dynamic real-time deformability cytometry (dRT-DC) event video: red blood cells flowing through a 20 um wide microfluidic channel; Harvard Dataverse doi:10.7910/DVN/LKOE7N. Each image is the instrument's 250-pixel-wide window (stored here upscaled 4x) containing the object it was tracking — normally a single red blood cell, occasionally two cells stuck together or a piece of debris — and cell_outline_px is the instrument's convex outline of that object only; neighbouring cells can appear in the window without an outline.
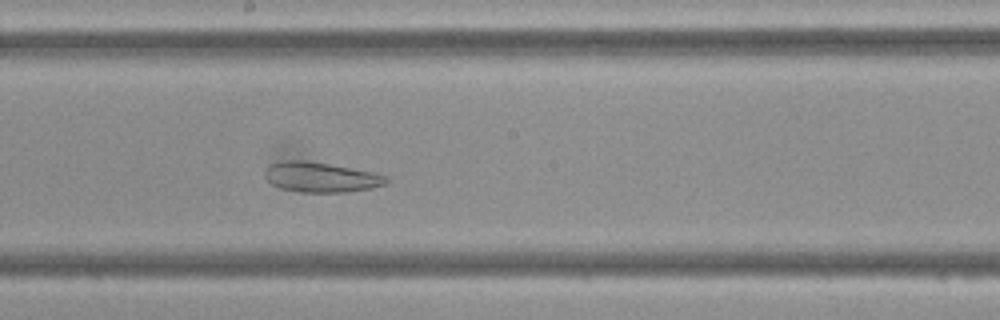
{"species": "Egyptian fruit bat (a non-hibernating species)", "species_latin": "Rousettus aegyptiacus", "temperature_condition": "cold", "stored_images_in_passage": 46, "camera_frame_rate_fps": 3000, "um_per_image_px": 0.085, "frame": {"image": 1, "passage_image": 24, "time_ms": 7.667, "image_size_px": [1000, 320], "cell_outline_px": [[388, 180], [384, 184], [368, 188], [348, 192], [300, 192], [280, 188], [272, 184], [264, 176], [264, 172], [272, 164], [284, 160], [304, 160], [328, 164], [372, 172], [388, 176]], "centroid_in_image_um": [27.25, 15.06], "position_along_channel_um": 221.0, "area_um2": 20.92}}
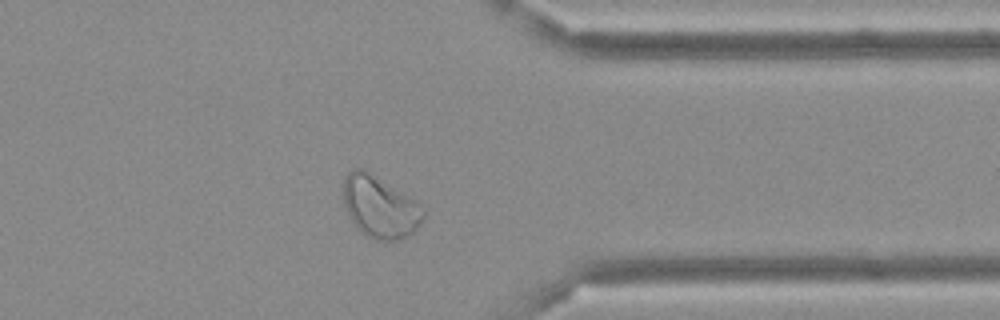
{"frame": {"image": 2, "passage_image": 36, "time_ms": 11.667, "image_size_px": [1000, 320], "cell_outline_px": [[424, 216], [420, 224], [408, 236], [396, 240], [376, 240], [368, 236], [356, 228], [344, 204], [340, 184], [344, 176], [348, 172], [356, 168], [364, 168], [412, 196], [424, 208]], "centroid_in_image_um": [32.27, 17.53], "position_along_channel_um": 379.1, "area_um2": 29.42}}
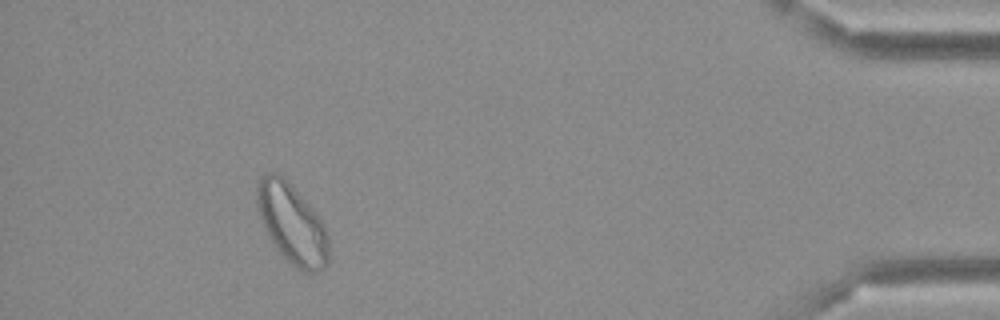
{"frame": {"image": 3, "passage_image": 42, "time_ms": 13.667, "image_size_px": [1000, 320], "cell_outline_px": [[328, 264], [324, 268], [316, 272], [304, 272], [296, 268], [280, 252], [264, 228], [260, 220], [256, 200], [256, 184], [264, 172], [276, 172], [288, 180], [316, 212], [328, 236]], "centroid_in_image_um": [24.8, 18.98], "position_along_channel_um": 410.4, "area_um2": 33.29}}